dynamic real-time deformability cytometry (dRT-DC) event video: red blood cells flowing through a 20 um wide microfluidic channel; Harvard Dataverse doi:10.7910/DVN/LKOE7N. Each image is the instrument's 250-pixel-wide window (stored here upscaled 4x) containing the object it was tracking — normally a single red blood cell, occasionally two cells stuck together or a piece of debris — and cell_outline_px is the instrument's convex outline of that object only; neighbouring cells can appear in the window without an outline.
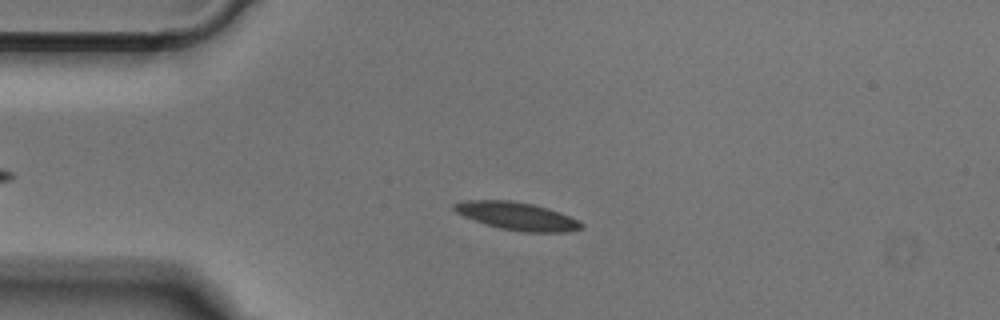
{"species": "Egyptian fruit bat (a non-hibernating species)", "species_latin": "Rousettus aegyptiacus", "temperature_condition": "cold", "stored_images_in_passage": 51, "camera_frame_rate_fps": 3000, "um_per_image_px": 0.085, "animal": {"sex": "male"}, "frame": {"image": 1, "passage_image": 11, "time_ms": 3.333, "image_size_px": [1000, 320], "cell_outline_px": [[584, 228], [568, 232], [524, 232], [500, 228], [484, 224], [464, 216], [456, 212], [452, 208], [452, 204], [464, 200], [512, 200], [532, 204], [548, 208], [560, 212], [580, 220], [584, 224]], "centroid_in_image_um": [43.97, 18.37], "position_along_channel_um": 41.0, "area_um2": 20.87}}
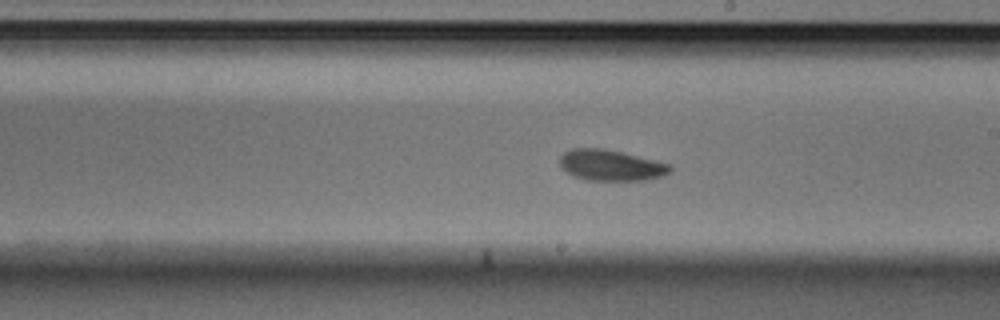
{"frame": {"image": 2, "passage_image": 28, "time_ms": 9.0, "image_size_px": [1000, 320], "cell_outline_px": [[672, 172], [660, 176], [644, 180], [588, 180], [572, 176], [560, 164], [560, 156], [564, 152], [572, 148], [604, 148], [624, 152], [672, 164]], "centroid_in_image_um": [51.96, 14.03], "position_along_channel_um": 237.0, "area_um2": 20.0}}
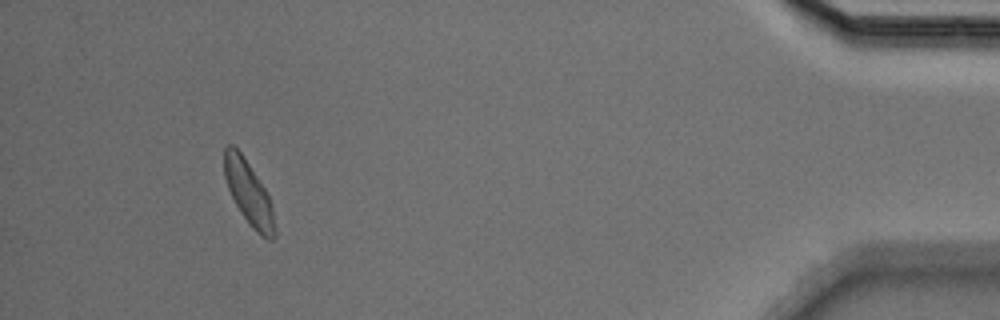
{"frame": {"image": 3, "passage_image": 47, "time_ms": 15.333, "image_size_px": [1000, 320], "cell_outline_px": [[276, 236], [272, 240], [268, 240], [260, 236], [252, 228], [240, 212], [228, 188], [224, 176], [224, 148], [228, 144], [232, 144], [240, 152], [264, 188], [268, 196], [272, 208], [276, 228]], "centroid_in_image_um": [21.14, 16.46], "position_along_channel_um": 414.1, "area_um2": 18.55}}